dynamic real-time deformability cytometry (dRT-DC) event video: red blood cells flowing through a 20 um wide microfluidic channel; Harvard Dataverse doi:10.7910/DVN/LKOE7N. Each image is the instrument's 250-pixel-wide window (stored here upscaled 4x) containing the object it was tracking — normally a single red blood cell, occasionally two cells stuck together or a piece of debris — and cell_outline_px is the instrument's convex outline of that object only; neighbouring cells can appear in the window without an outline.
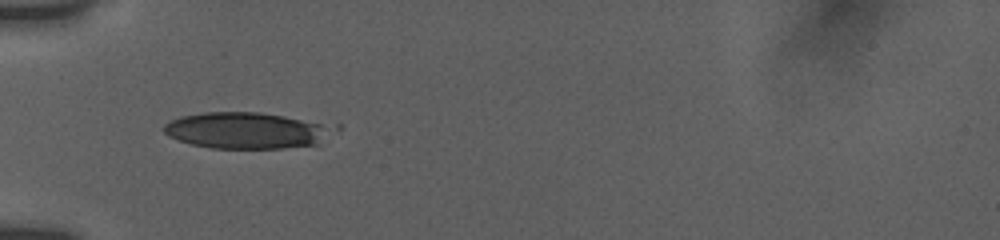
{"species": "human", "species_latin": "Homo sapiens", "temperature_condition": "room temperature", "stored_images_in_passage": 47, "camera_frame_rate_fps": 3000, "um_per_image_px": 0.085, "donor": {"sex": "female"}, "frame": {"image": 1, "passage_image": 1, "time_ms": 0.0, "image_size_px": [1000, 240], "cell_outline_px": [[320, 124], [316, 144], [284, 148], [212, 148], [192, 144], [168, 136], [164, 132], [164, 124], [180, 116], [204, 112], [260, 112], [284, 116]], "centroid_in_image_um": [20.6, 11.08], "position_along_channel_um": 64.4, "area_um2": 33.93}}